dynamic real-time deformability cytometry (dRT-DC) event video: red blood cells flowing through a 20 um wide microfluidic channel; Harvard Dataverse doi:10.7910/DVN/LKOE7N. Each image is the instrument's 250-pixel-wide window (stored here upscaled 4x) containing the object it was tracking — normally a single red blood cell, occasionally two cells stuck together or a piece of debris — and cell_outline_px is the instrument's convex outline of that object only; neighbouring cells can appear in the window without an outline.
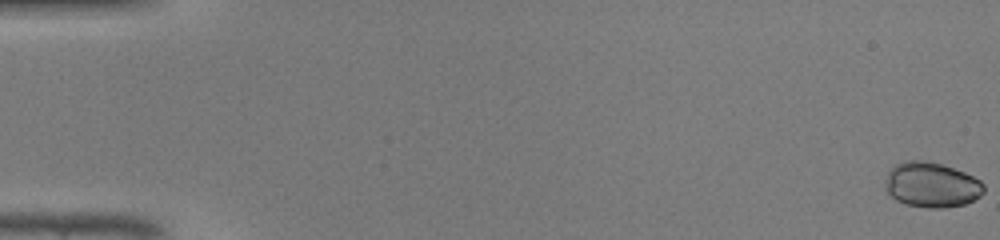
{"species": "common noctule bat (a hibernating species)", "species_latin": "Nyctalus noctula", "temperature_condition": "warm", "stored_images_in_passage": 16, "camera_frame_rate_fps": 3000, "um_per_image_px": 0.085, "animal": {"sex": "male", "body_mass_g": 19.0, "forearm_length_mm": 50.8}, "frame": {"image": 1, "passage_image": 1, "time_ms": 0.0, "image_size_px": [1000, 240], "cell_outline_px": [[984, 192], [980, 196], [964, 204], [944, 208], [928, 208], [904, 204], [896, 200], [884, 188], [884, 184], [888, 172], [896, 164], [904, 160], [924, 160], [940, 164], [964, 172], [980, 180], [984, 184]], "centroid_in_image_um": [79.16, 15.71], "position_along_channel_um": 5.8, "area_um2": 25.95}}
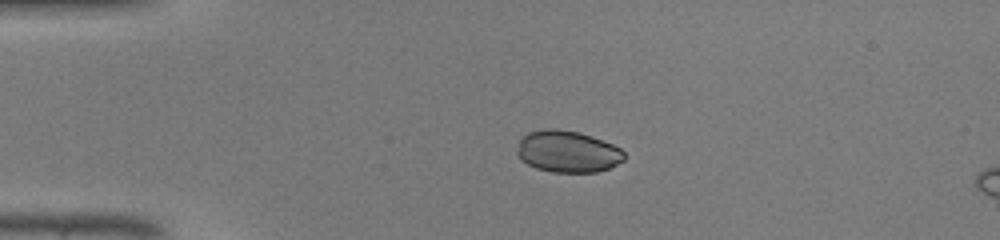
{"frame": {"image": 2, "passage_image": 12, "time_ms": 3.667, "image_size_px": [1000, 240], "cell_outline_px": [[624, 160], [608, 168], [596, 172], [552, 172], [536, 168], [520, 160], [516, 152], [520, 136], [528, 132], [544, 128], [556, 128], [580, 132], [592, 136], [612, 144], [620, 148], [624, 152]], "centroid_in_image_um": [48.2, 12.86], "position_along_channel_um": 36.8, "area_um2": 26.3}}